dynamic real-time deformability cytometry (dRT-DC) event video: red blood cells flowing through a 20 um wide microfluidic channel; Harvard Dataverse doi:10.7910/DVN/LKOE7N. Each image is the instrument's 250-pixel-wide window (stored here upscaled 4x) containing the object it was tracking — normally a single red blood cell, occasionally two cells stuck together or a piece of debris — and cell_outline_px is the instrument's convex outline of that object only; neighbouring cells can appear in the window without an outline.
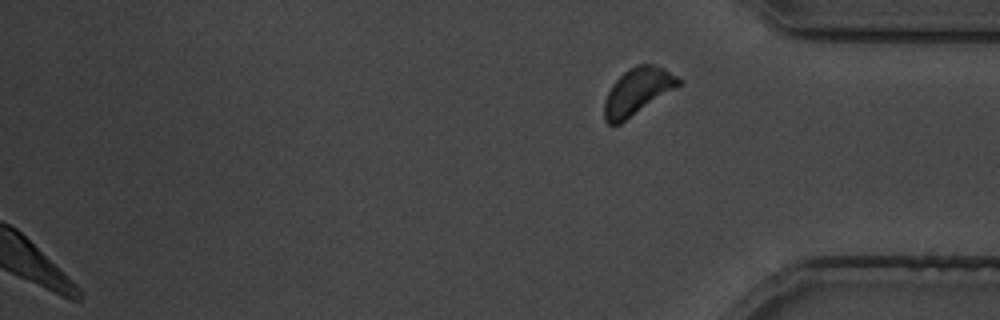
{"species": "common noctule bat (a hibernating species)", "species_latin": "Nyctalus noctula", "temperature_condition": "cold", "stored_images_in_passage": 28, "segment_of_instrument_passage": [2, 2], "camera_frame_rate_fps": 3000, "um_per_image_px": 0.085, "animal": {"sex": "male", "body_mass_g": 19.5, "forearm_length_mm": 54.6}, "frame": {"image": 1, "passage_image": 28, "time_ms": 34.0, "image_size_px": [1000, 320], "cell_outline_px": [[684, 84], [620, 124], [608, 124], [604, 120], [604, 100], [612, 84], [628, 68], [640, 64], [652, 64], [664, 68], [684, 80]], "centroid_in_image_um": [54.23, 7.77], "position_along_channel_um": 381.0, "area_um2": 20.58}}